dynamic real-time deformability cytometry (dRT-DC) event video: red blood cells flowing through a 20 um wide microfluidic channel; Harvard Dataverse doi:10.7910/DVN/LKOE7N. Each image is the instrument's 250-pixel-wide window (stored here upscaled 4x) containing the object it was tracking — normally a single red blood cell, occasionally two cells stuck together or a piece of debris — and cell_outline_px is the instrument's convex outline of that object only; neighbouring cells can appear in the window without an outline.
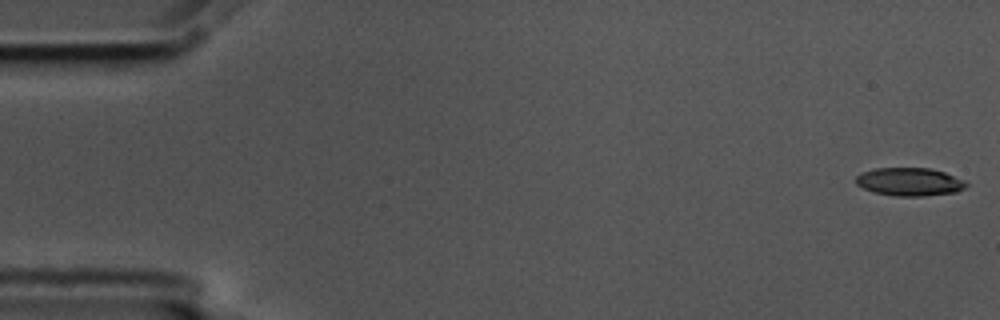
{"species": "common noctule bat (a hibernating species)", "species_latin": "Nyctalus noctula", "temperature_condition": "cold", "stored_images_in_passage": 56, "camera_frame_rate_fps": 3000, "um_per_image_px": 0.085, "animal": {"sex": "male", "body_mass_g": 17.5, "forearm_length_mm": 52.3}, "frame": {"image": 1, "passage_image": 1, "time_ms": 0.0, "image_size_px": [1000, 320], "cell_outline_px": [[968, 184], [964, 188], [956, 192], [924, 196], [896, 196], [876, 192], [864, 188], [856, 184], [856, 176], [860, 172], [876, 168], [932, 168], [944, 172], [964, 180]], "centroid_in_image_um": [77.31, 15.44], "position_along_channel_um": 7.7, "area_um2": 18.03}}
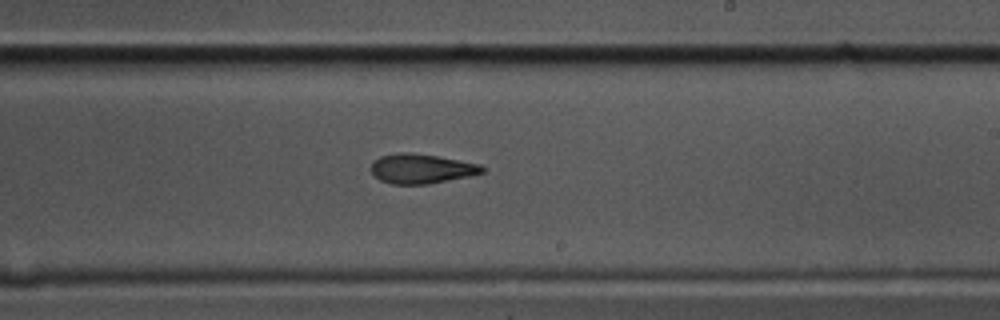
{"frame": {"image": 2, "passage_image": 33, "time_ms": 10.667, "image_size_px": [1000, 320], "cell_outline_px": [[484, 172], [468, 176], [428, 184], [392, 184], [380, 180], [372, 172], [372, 160], [380, 156], [400, 152], [412, 152], [436, 156], [480, 164], [484, 168]], "centroid_in_image_um": [35.79, 14.33], "position_along_channel_um": 253.2, "area_um2": 19.02}}
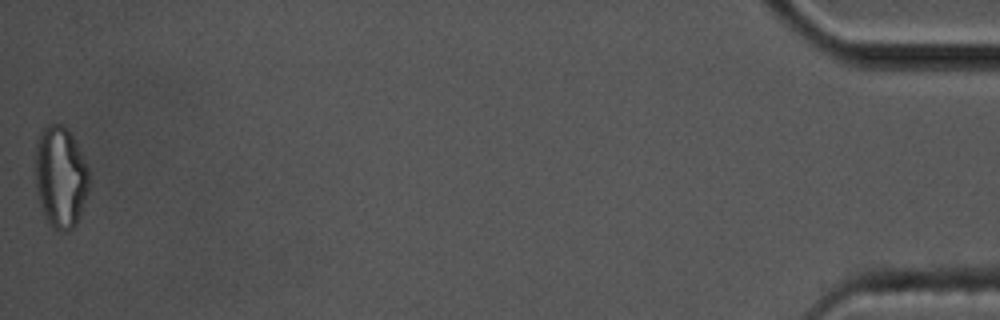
{"frame": {"image": 3, "passage_image": 56, "time_ms": 18.333, "image_size_px": [1000, 320], "cell_outline_px": [[88, 192], [76, 224], [68, 232], [64, 232], [48, 224], [44, 216], [36, 192], [36, 140], [40, 132], [48, 124], [64, 124], [68, 128], [88, 168]], "centroid_in_image_um": [5.13, 15.05], "position_along_channel_um": 430.1, "area_um2": 31.73}, "authors_computed_cell_mechanics": {"area_um2": 19.5364, "velocity_mm_per_s": 3.5797, "shape_relaxation_time_tau1_ms": 8.396, "shape_relaxation_time_tau2_ms": 5.3297, "deformation_change_tau1": 0.2293, "deformation_change_tau2": 0.1421}}